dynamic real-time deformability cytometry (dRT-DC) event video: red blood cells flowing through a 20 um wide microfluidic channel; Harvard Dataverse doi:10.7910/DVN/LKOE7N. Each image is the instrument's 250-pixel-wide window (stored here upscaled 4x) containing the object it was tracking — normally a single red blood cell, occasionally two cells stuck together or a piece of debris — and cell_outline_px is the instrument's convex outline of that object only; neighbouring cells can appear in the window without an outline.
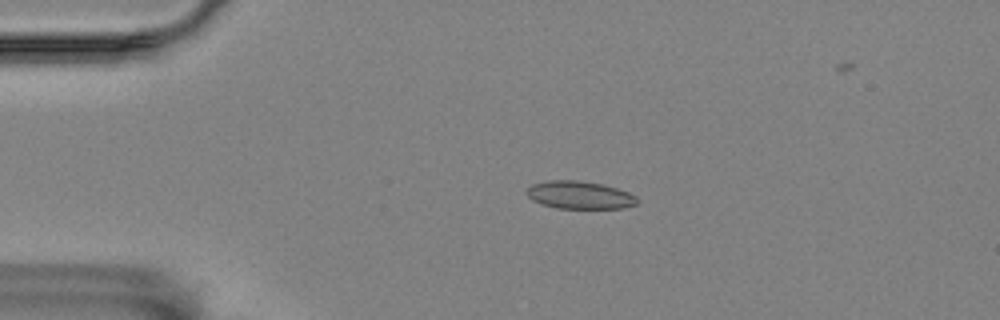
{"species": "Egyptian fruit bat (a non-hibernating species)", "species_latin": "Rousettus aegyptiacus", "temperature_condition": "room temperature", "stored_images_in_passage": 6, "camera_frame_rate_fps": 3000, "um_per_image_px": 0.085, "animal": {"sex": "female"}, "frame": {"image": 1, "passage_image": 4, "time_ms": 3.333, "image_size_px": [1000, 320], "cell_outline_px": [[640, 200], [636, 204], [624, 208], [556, 208], [540, 204], [532, 200], [524, 192], [532, 184], [548, 180], [576, 180], [604, 184], [628, 192], [636, 196]], "centroid_in_image_um": [49.26, 16.57], "position_along_channel_um": 35.7, "area_um2": 18.03}}